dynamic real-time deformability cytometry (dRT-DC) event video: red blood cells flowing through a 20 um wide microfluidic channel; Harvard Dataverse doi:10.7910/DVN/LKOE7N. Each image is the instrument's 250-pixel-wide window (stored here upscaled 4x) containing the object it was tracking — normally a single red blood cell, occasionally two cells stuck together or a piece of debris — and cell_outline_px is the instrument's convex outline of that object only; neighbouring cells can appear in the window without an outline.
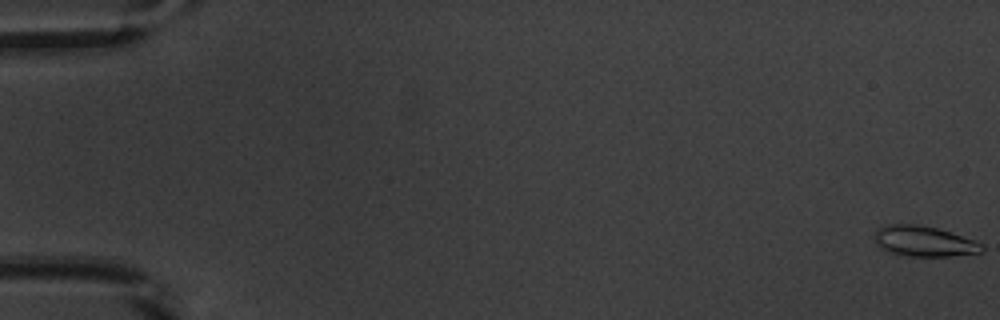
{"species": "common noctule bat (a hibernating species)", "species_latin": "Nyctalus noctula", "temperature_condition": "warm", "stored_images_in_passage": 54, "camera_frame_rate_fps": 3000, "um_per_image_px": 0.085, "animal": {"sex": "male", "body_mass_g": 20.1, "forearm_length_mm": 53.5}, "frame": {"image": 1, "passage_image": 1, "time_ms": 0.0, "image_size_px": [1000, 320], "cell_outline_px": [[984, 252], [948, 256], [908, 256], [888, 252], [880, 248], [876, 244], [872, 236], [880, 228], [888, 224], [916, 224], [936, 228], [984, 244]], "centroid_in_image_um": [78.5, 20.52], "position_along_channel_um": 6.5, "area_um2": 18.96}}
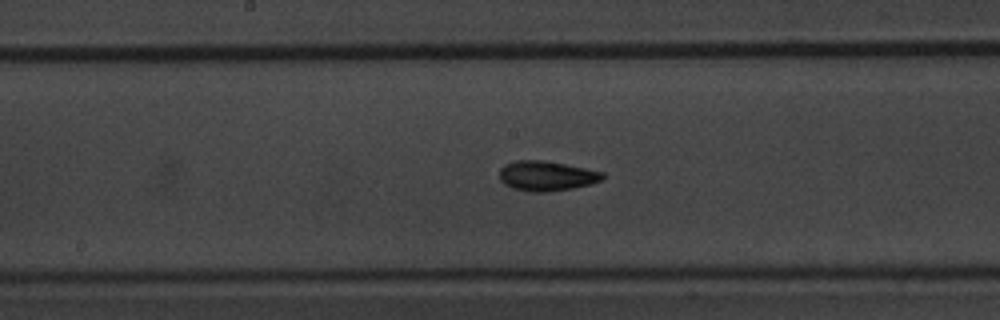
{"frame": {"image": 2, "passage_image": 29, "time_ms": 9.333, "image_size_px": [1000, 320], "cell_outline_px": [[604, 180], [592, 184], [572, 188], [548, 192], [532, 192], [512, 188], [504, 184], [500, 180], [500, 168], [504, 164], [516, 160], [544, 160], [604, 172]], "centroid_in_image_um": [46.46, 14.95], "position_along_channel_um": 201.7, "area_um2": 18.09}}
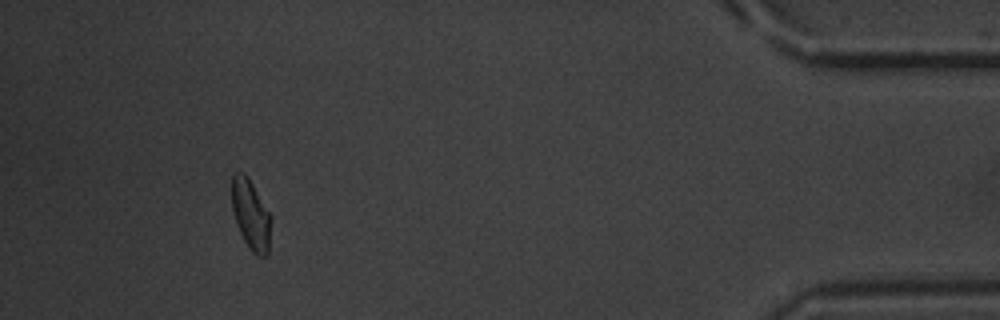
{"frame": {"image": 3, "passage_image": 50, "time_ms": 16.333, "image_size_px": [1000, 320], "cell_outline_px": [[272, 220], [268, 256], [256, 256], [248, 248], [236, 224], [232, 208], [232, 172], [244, 172], [248, 176], [272, 216]], "centroid_in_image_um": [21.34, 18.25], "position_along_channel_um": 413.9, "area_um2": 16.42}, "authors_computed_cell_mechanics": {"area_um2": 17.0221, "velocity_mm_per_s": 3.8726, "shape_relaxation_time_tau1_ms": 3.2779, "shape_relaxation_time_tau2_ms": 2.497, "deformation_change_tau1": 0.1186, "deformation_change_tau2": 0.0847}}